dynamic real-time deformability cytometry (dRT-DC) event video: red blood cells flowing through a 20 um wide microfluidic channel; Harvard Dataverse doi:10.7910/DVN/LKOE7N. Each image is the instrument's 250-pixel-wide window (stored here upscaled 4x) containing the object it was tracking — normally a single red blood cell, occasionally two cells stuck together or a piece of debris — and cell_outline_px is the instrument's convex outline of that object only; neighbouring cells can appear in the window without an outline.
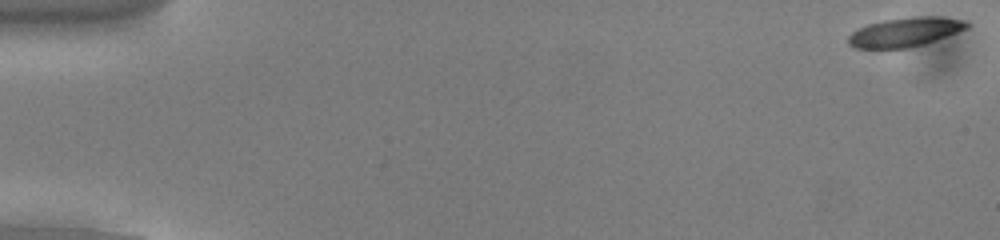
{"species": "common noctule bat (a hibernating species)", "species_latin": "Nyctalus noctula", "temperature_condition": "cold", "stored_images_in_passage": 54, "camera_frame_rate_fps": 3000, "um_per_image_px": 0.085, "animal": {"sex": "male", "body_mass_g": 13.0, "forearm_length_mm": 53.1}, "frame": {"image": 1, "passage_image": 1, "time_ms": 0.0, "image_size_px": [1000, 240], "cell_outline_px": [[972, 24], [968, 28], [924, 44], [908, 48], [852, 48], [848, 44], [848, 36], [852, 32], [868, 24], [884, 20], [920, 16], [936, 16], [968, 20]], "centroid_in_image_um": [76.96, 2.72], "position_along_channel_um": 8.0, "area_um2": 20.17}}
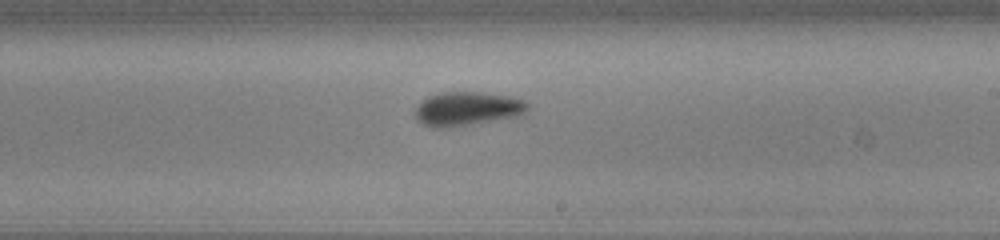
{"frame": {"image": 2, "passage_image": 32, "time_ms": 10.333, "image_size_px": [1000, 240], "cell_outline_px": [[532, 104], [520, 116], [448, 128], [432, 128], [416, 120], [416, 108], [428, 96], [440, 92], [480, 92], [508, 96], [524, 100]], "centroid_in_image_um": [39.74, 9.25], "position_along_channel_um": 249.3, "area_um2": 22.31}}
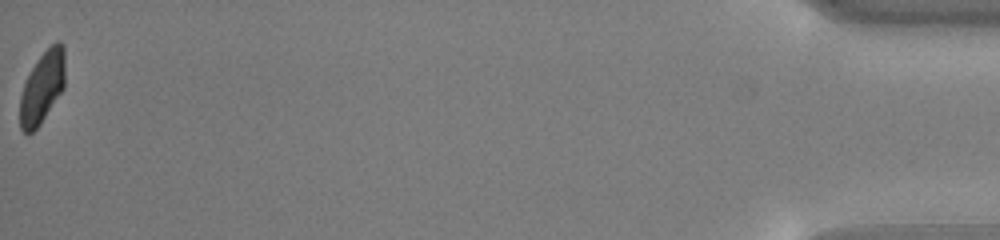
{"frame": {"image": 3, "passage_image": 54, "time_ms": 17.667, "image_size_px": [1000, 240], "cell_outline_px": [[64, 88], [40, 124], [28, 136], [20, 128], [20, 96], [24, 84], [32, 68], [40, 56], [56, 40], [60, 40], [64, 44]], "centroid_in_image_um": [3.6, 7.43], "position_along_channel_um": 431.6, "area_um2": 18.79}, "authors_computed_cell_mechanics": {"area_um2": 20.6924, "velocity_mm_per_s": 3.8274, "shape_relaxation_time_tau1_ms": 2.4157, "shape_relaxation_time_tau2_ms": 2.0696, "deformation_change_tau1": 0.0989, "deformation_change_tau2": 0.0571}}